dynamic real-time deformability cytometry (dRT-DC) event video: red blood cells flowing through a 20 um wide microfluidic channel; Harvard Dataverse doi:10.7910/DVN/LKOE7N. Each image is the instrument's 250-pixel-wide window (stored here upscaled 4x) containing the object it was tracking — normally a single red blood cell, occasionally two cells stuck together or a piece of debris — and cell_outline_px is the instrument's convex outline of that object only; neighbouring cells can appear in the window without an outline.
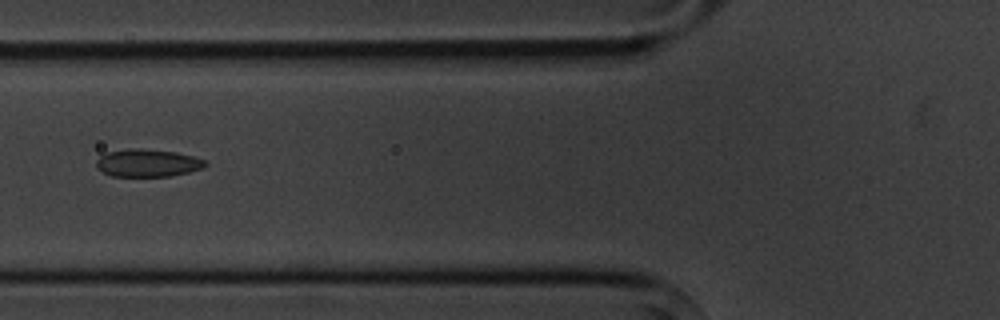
{"species": "common noctule bat (a hibernating species)", "species_latin": "Nyctalus noctula", "temperature_condition": "cold", "stored_images_in_passage": 6, "camera_frame_rate_fps": 3000, "um_per_image_px": 0.085, "animal": {"sex": "male", "body_mass_g": 20.1, "forearm_length_mm": 53.5}, "frame": {"image": 1, "passage_image": 6, "time_ms": 6.0, "image_size_px": [1000, 320], "cell_outline_px": [[208, 164], [204, 168], [188, 172], [168, 176], [112, 176], [96, 168], [96, 160], [104, 152], [128, 148], [140, 148], [176, 152], [192, 156], [204, 160]], "centroid_in_image_um": [12.51, 13.84], "position_along_channel_um": 113.3, "area_um2": 17.63}}